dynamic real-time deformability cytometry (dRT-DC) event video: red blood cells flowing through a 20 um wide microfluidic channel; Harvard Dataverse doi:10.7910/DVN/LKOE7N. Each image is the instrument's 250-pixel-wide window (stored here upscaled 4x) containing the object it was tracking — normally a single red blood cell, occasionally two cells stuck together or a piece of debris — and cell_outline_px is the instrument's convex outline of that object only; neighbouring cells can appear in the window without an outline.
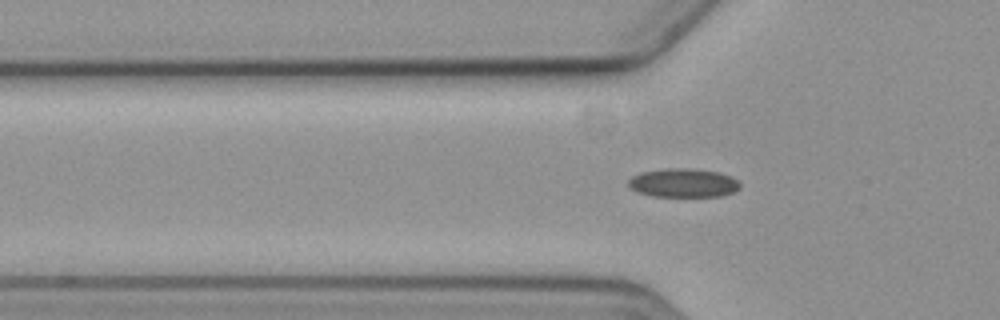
{"species": "common noctule bat (a hibernating species)", "species_latin": "Nyctalus noctula", "temperature_condition": "cold", "stored_images_in_passage": 3, "camera_frame_rate_fps": 3000, "um_per_image_px": 0.085, "animal": {"sex": "female", "body_mass_g": 19.3, "forearm_length_mm": 54.1}, "frame": {"image": 1, "passage_image": 3, "time_ms": 2.333, "image_size_px": [1000, 320], "cell_outline_px": [[740, 188], [724, 196], [652, 196], [636, 192], [628, 188], [628, 180], [632, 176], [640, 172], [668, 168], [692, 168], [720, 172], [732, 176], [740, 184]], "centroid_in_image_um": [58.06, 15.54], "position_along_channel_um": 67.7, "area_um2": 18.96}}